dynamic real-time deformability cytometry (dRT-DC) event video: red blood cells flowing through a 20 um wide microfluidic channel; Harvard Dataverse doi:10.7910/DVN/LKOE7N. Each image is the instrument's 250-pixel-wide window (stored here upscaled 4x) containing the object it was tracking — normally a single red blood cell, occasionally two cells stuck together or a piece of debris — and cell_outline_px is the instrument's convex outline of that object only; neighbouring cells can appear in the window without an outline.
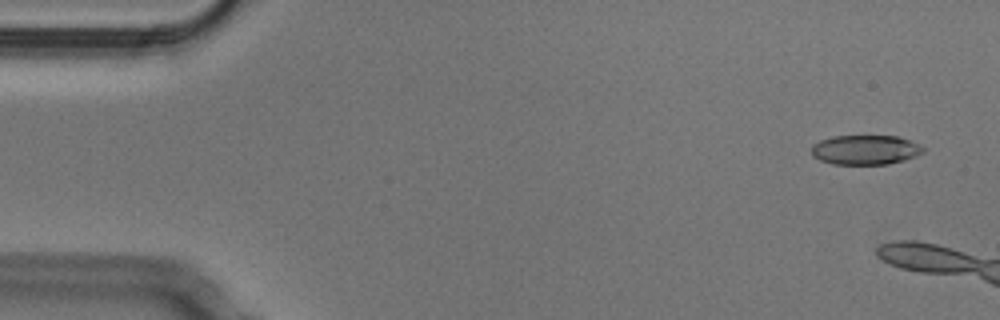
{"species": "Egyptian fruit bat (a non-hibernating species)", "species_latin": "Rousettus aegyptiacus", "temperature_condition": "cold", "stored_images_in_passage": 8, "camera_frame_rate_fps": 3000, "um_per_image_px": 0.085, "animal": {"sex": "male"}, "frame": {"image": 1, "passage_image": 3, "time_ms": 0.667, "image_size_px": [1000, 320], "cell_outline_px": [[924, 152], [916, 156], [904, 160], [888, 164], [832, 164], [820, 160], [812, 156], [812, 144], [820, 140], [832, 136], [896, 136], [908, 140], [924, 148]], "centroid_in_image_um": [73.52, 12.74], "position_along_channel_um": 11.5, "area_um2": 19.19}}